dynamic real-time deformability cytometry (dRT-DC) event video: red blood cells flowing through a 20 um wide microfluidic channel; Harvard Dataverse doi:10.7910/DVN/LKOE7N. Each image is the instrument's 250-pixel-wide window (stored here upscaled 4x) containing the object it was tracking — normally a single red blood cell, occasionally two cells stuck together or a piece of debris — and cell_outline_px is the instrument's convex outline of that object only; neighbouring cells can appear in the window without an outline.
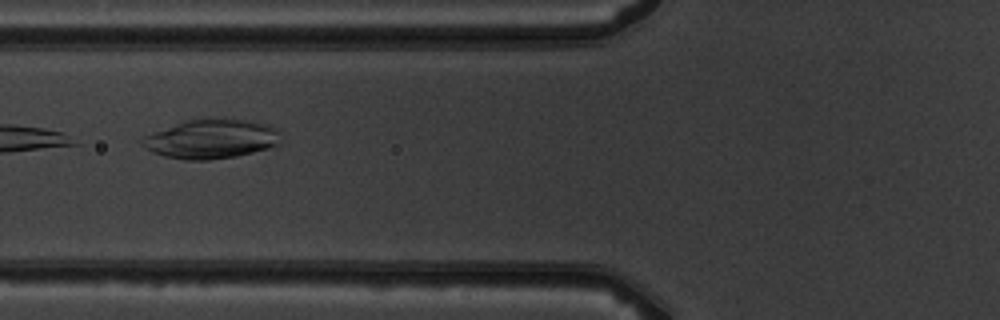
{"species": "common noctule bat (a hibernating species)", "species_latin": "Nyctalus noctula", "temperature_condition": "warm", "stored_images_in_passage": 10, "camera_frame_rate_fps": 3000, "um_per_image_px": 0.085, "animal": {"sex": "male", "body_mass_g": 19.5, "forearm_length_mm": 54.6}, "frame": {"image": 1, "passage_image": 6, "time_ms": 6.0, "image_size_px": [1000, 320], "cell_outline_px": [[280, 144], [268, 148], [236, 156], [208, 160], [184, 160], [164, 156], [152, 152], [144, 148], [140, 144], [140, 140], [144, 136], [152, 132], [184, 120], [244, 120], [268, 124], [280, 128]], "centroid_in_image_um": [17.94, 11.83], "position_along_channel_um": 107.9, "area_um2": 31.62}}
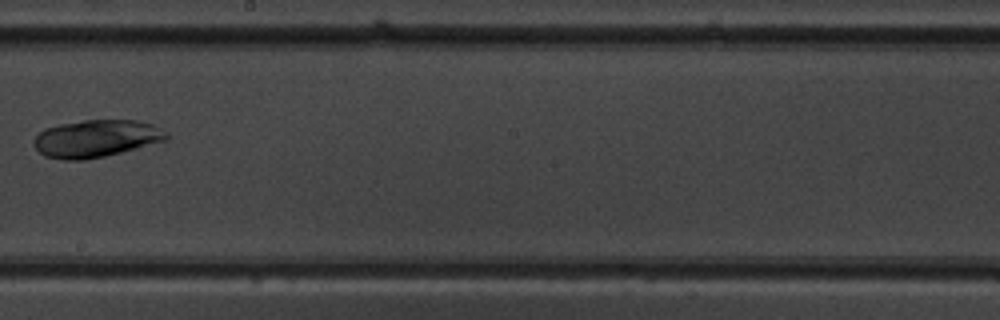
{"frame": {"image": 2, "passage_image": 9, "time_ms": 9.333, "image_size_px": [1000, 320], "cell_outline_px": [[168, 136], [164, 140], [136, 148], [104, 156], [84, 160], [64, 160], [44, 156], [32, 144], [32, 140], [44, 128], [60, 124], [84, 120], [136, 120], [152, 124], [168, 132]], "centroid_in_image_um": [8.13, 11.77], "position_along_channel_um": 240.1, "area_um2": 28.73}}
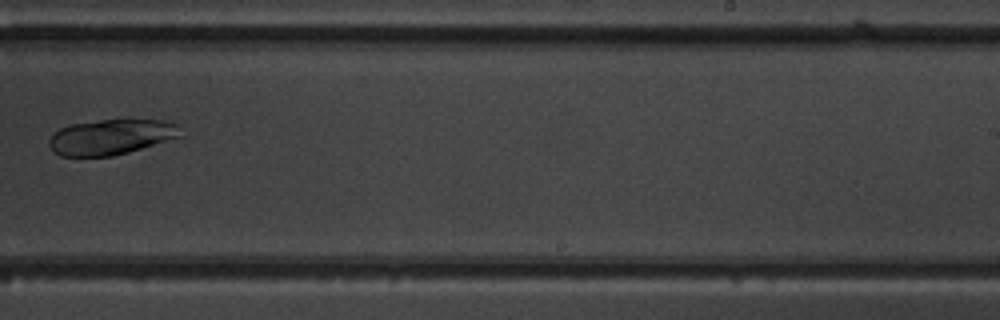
{"frame": {"image": 3, "passage_image": 10, "time_ms": 10.333, "image_size_px": [1000, 320], "cell_outline_px": [[184, 136], [128, 152], [112, 156], [60, 156], [52, 152], [48, 144], [48, 140], [52, 132], [68, 124], [100, 120], [164, 120], [176, 124]], "centroid_in_image_um": [9.39, 11.64], "position_along_channel_um": 279.6, "area_um2": 27.34}}